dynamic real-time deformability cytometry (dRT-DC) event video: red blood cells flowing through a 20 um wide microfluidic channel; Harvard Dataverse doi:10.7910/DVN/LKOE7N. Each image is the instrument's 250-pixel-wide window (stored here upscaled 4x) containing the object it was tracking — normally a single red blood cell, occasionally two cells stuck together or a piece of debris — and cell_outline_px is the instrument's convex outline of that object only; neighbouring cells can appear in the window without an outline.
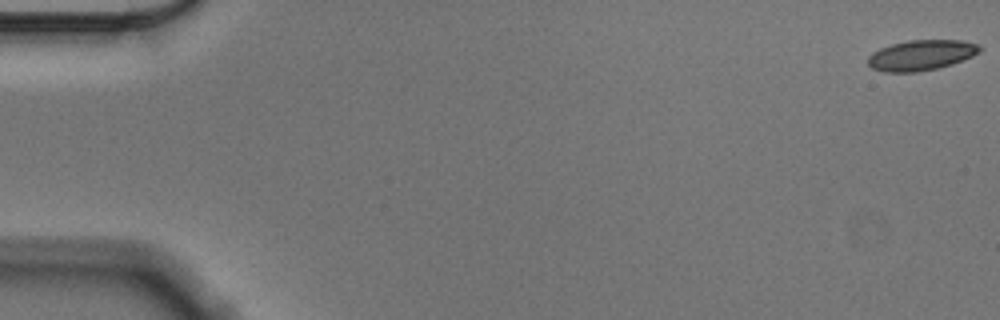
{"species": "Egyptian fruit bat (a non-hibernating species)", "species_latin": "Rousettus aegyptiacus", "temperature_condition": "cold", "stored_images_in_passage": 57, "camera_frame_rate_fps": 3000, "um_per_image_px": 0.085, "animal": {"sex": "male"}, "frame": {"image": 1, "passage_image": 1, "time_ms": 0.0, "image_size_px": [1000, 320], "cell_outline_px": [[980, 52], [972, 56], [952, 64], [936, 68], [916, 72], [884, 72], [872, 68], [868, 64], [868, 56], [872, 52], [880, 48], [892, 44], [908, 40], [960, 40], [976, 44], [980, 48]], "centroid_in_image_um": [78.26, 4.69], "position_along_channel_um": 6.7, "area_um2": 19.65}}
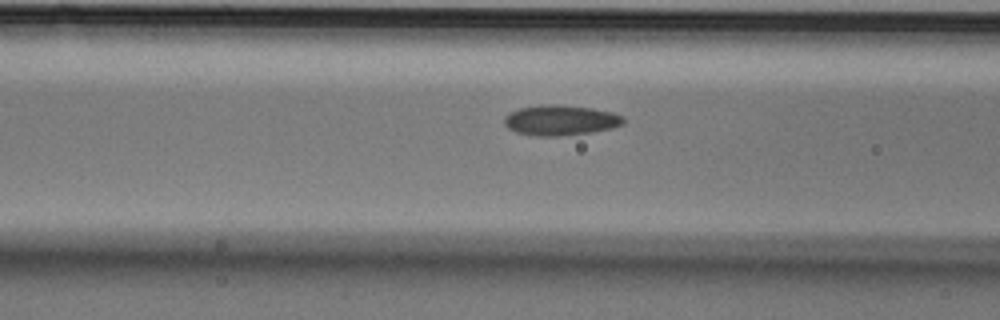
{"frame": {"image": 2, "passage_image": 23, "time_ms": 7.333, "image_size_px": [1000, 320], "cell_outline_px": [[624, 124], [612, 128], [592, 132], [560, 136], [536, 136], [516, 132], [508, 128], [504, 124], [504, 116], [508, 112], [520, 108], [540, 104], [560, 104], [592, 108], [612, 112], [624, 116]], "centroid_in_image_um": [47.63, 10.21], "position_along_channel_um": 119.0, "area_um2": 21.33}}
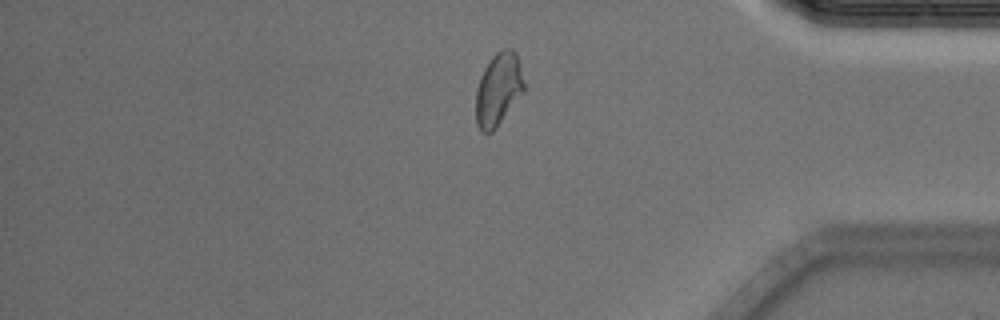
{"frame": {"image": 3, "passage_image": 48, "time_ms": 15.667, "image_size_px": [1000, 320], "cell_outline_px": [[524, 92], [496, 128], [492, 132], [480, 132], [476, 124], [476, 88], [480, 76], [484, 68], [492, 56], [496, 52], [504, 48], [512, 48], [516, 52], [524, 84]], "centroid_in_image_um": [42.34, 7.6], "position_along_channel_um": 392.9, "area_um2": 20.52}, "authors_computed_cell_mechanics": {"area_um2": 20.0566, "velocity_mm_per_s": 3.5525, "shape_relaxation_time_tau1_ms": 5.946, "shape_relaxation_time_tau2_ms": 2.7734, "deformation_change_tau1": 0.1222, "deformation_change_tau2": 0.0703}}